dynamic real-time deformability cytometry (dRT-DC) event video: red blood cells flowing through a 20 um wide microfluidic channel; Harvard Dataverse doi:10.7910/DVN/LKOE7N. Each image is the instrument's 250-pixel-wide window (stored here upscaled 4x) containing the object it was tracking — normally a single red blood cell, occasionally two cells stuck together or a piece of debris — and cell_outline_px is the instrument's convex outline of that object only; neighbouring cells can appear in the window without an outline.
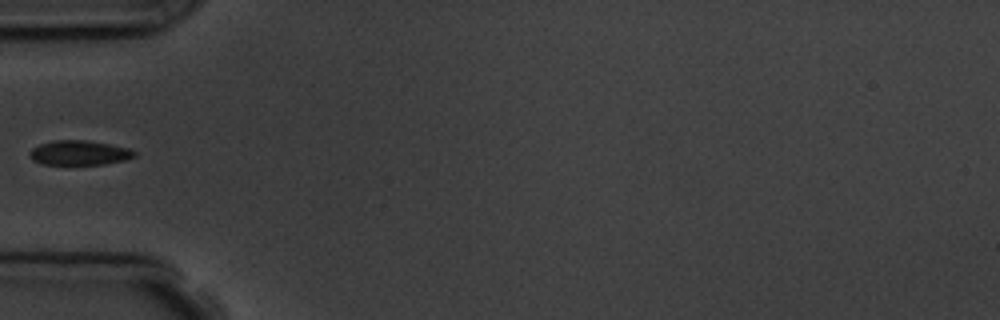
{"species": "common noctule bat (a hibernating species)", "species_latin": "Nyctalus noctula", "temperature_condition": "room temperature", "stored_images_in_passage": 5, "segment_of_instrument_passage": [2, 2], "camera_frame_rate_fps": 3000, "um_per_image_px": 0.085, "animal": {"sex": "male", "body_mass_g": 19.5, "forearm_length_mm": 54.6}, "frame": {"image": 1, "passage_image": 5, "time_ms": 5.333, "image_size_px": [1000, 320], "cell_outline_px": [[136, 156], [124, 160], [104, 164], [40, 164], [32, 160], [28, 156], [28, 152], [32, 148], [40, 144], [52, 140], [84, 140], [108, 144], [128, 148], [136, 152]], "centroid_in_image_um": [6.68, 12.99], "position_along_channel_um": 78.3, "area_um2": 15.03}}